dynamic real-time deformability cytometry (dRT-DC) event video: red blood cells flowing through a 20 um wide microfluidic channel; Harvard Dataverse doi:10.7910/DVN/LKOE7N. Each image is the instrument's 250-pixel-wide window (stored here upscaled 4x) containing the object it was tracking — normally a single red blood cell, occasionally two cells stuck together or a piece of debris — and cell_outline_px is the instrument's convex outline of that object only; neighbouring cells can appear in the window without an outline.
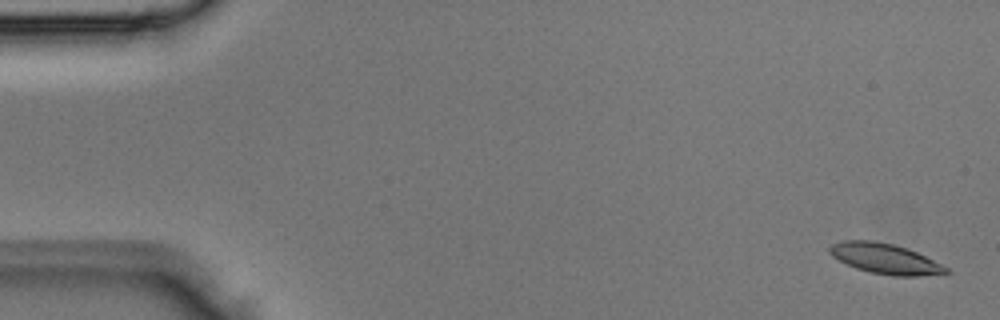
{"species": "Egyptian fruit bat (a non-hibernating species)", "species_latin": "Rousettus aegyptiacus", "temperature_condition": "room temperature", "stored_images_in_passage": 3, "camera_frame_rate_fps": 3000, "um_per_image_px": 0.085, "animal": {"sex": "male"}, "frame": {"image": 1, "passage_image": 1, "time_ms": 0.0, "image_size_px": [1000, 320], "cell_outline_px": [[952, 272], [920, 276], [892, 276], [872, 272], [856, 268], [832, 256], [828, 252], [828, 248], [832, 244], [844, 240], [872, 240], [892, 244], [916, 252], [948, 268]], "centroid_in_image_um": [75.21, 21.99], "position_along_channel_um": 9.8, "area_um2": 20.23}}
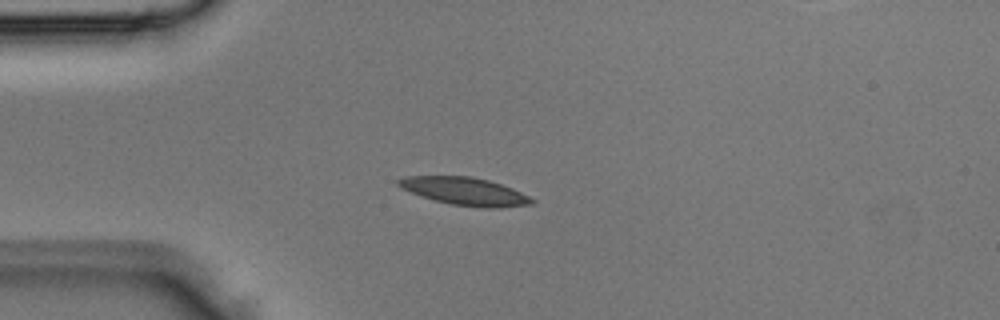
{"frame": {"image": 2, "passage_image": 3, "time_ms": 0.667, "image_size_px": [1000, 320], "cell_outline_px": [[536, 200], [532, 204], [500, 208], [488, 208], [452, 204], [436, 200], [400, 188], [396, 184], [396, 180], [404, 176], [472, 176], [488, 180], [512, 188]], "centroid_in_image_um": [39.51, 16.25], "position_along_channel_um": 45.5, "area_um2": 21.39}}